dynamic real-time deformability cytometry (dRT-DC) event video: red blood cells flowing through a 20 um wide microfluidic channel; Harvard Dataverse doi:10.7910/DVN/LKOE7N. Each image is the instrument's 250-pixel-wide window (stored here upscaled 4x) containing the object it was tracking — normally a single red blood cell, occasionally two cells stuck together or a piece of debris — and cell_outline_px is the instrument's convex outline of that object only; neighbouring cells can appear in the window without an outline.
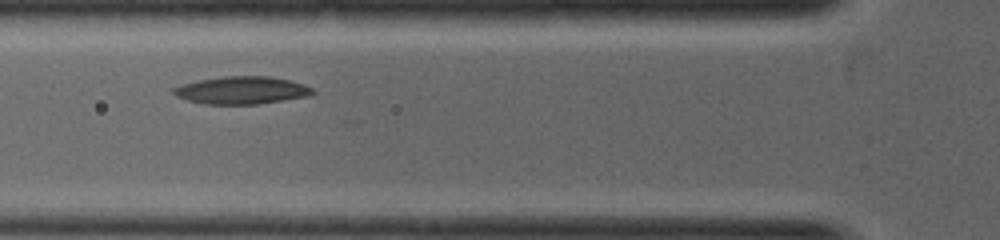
{"species": "common noctule bat (a hibernating species)", "species_latin": "Nyctalus noctula", "temperature_condition": "warm", "stored_images_in_passage": 11, "camera_frame_rate_fps": 5000, "um_per_image_px": 0.085, "animal": {"sex": "female", "body_mass_g": 19.0, "forearm_length_mm": 53.3}, "frame": {"image": 1, "passage_image": 3, "time_ms": 0.6, "image_size_px": [1000, 240], "cell_outline_px": [[316, 92], [308, 96], [260, 104], [204, 104], [188, 100], [176, 96], [172, 92], [172, 88], [180, 84], [200, 80], [224, 76], [268, 76], [292, 80], [304, 84], [312, 88]], "centroid_in_image_um": [20.55, 7.67], "position_along_channel_um": 105.2, "area_um2": 22.48}}
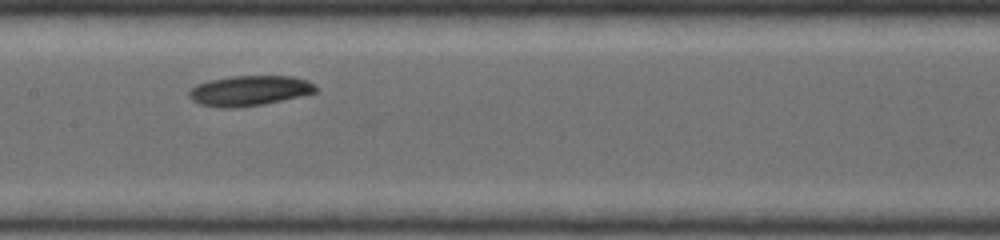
{"frame": {"image": 2, "passage_image": 6, "time_ms": 1.6, "image_size_px": [1000, 240], "cell_outline_px": [[316, 92], [300, 96], [264, 104], [232, 108], [220, 108], [200, 104], [192, 100], [188, 96], [188, 92], [196, 84], [212, 80], [232, 76], [292, 76], [308, 80], [316, 88]], "centroid_in_image_um": [21.17, 7.71], "position_along_channel_um": 186.2, "area_um2": 22.14}}
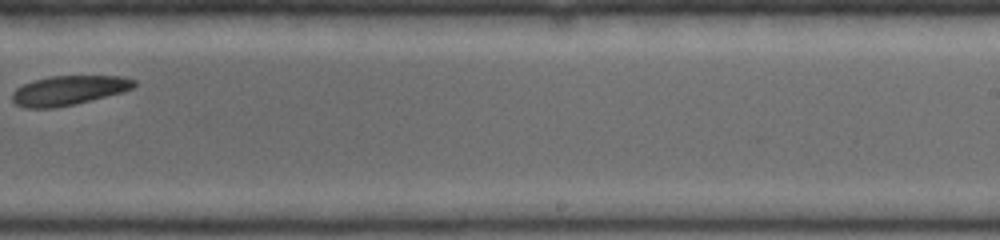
{"frame": {"image": 3, "passage_image": 10, "time_ms": 2.8, "image_size_px": [1000, 240], "cell_outline_px": [[136, 84], [132, 88], [120, 92], [72, 104], [52, 108], [24, 108], [16, 104], [12, 100], [12, 92], [16, 88], [32, 80], [48, 76], [124, 76], [136, 80]], "centroid_in_image_um": [5.78, 7.66], "position_along_channel_um": 283.2, "area_um2": 20.69}}